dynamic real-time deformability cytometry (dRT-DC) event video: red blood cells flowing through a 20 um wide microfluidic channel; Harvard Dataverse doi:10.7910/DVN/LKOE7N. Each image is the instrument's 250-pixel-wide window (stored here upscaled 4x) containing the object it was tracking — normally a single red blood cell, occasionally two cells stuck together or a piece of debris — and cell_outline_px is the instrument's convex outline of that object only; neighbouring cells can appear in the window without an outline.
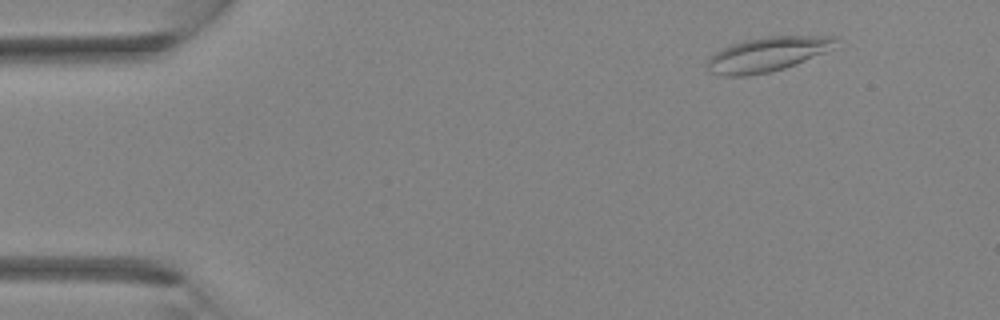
{"species": "Egyptian fruit bat (a non-hibernating species)", "species_latin": "Rousettus aegyptiacus", "temperature_condition": "room temperature", "stored_images_in_passage": 4, "camera_frame_rate_fps": 3000, "um_per_image_px": 0.085, "animal": {"sex": "female"}, "frame": {"image": 1, "passage_image": 4, "time_ms": 3.333, "image_size_px": [1000, 320], "cell_outline_px": [[840, 36], [832, 48], [824, 52], [784, 68], [768, 72], [744, 76], [724, 76], [708, 72], [704, 64], [716, 52], [732, 44], [744, 40], [768, 36]], "centroid_in_image_um": [65.18, 4.62], "position_along_channel_um": 19.8, "area_um2": 25.55}}